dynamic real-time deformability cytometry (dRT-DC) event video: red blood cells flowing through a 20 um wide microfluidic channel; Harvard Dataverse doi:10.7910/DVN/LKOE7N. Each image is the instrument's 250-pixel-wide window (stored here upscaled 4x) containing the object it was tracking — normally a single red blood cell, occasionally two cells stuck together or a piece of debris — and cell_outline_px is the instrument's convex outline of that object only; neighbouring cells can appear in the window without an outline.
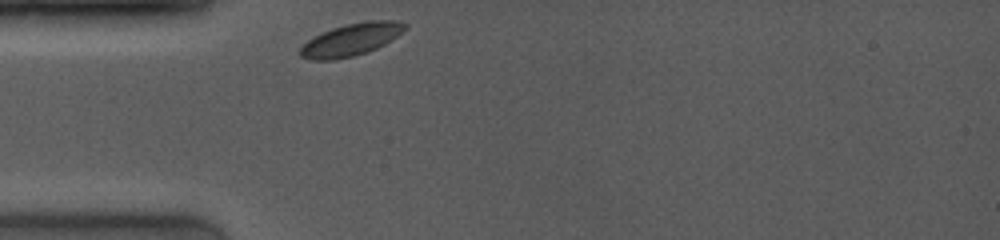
{"species": "common noctule bat (a hibernating species)", "species_latin": "Nyctalus noctula", "temperature_condition": "room temperature", "stored_images_in_passage": 43, "camera_frame_rate_fps": 4000, "um_per_image_px": 0.085, "animal": {"sex": "female", "body_mass_g": 19.0, "forearm_length_mm": 53.3}, "frame": {"image": 1, "passage_image": 1, "time_ms": 0.0, "image_size_px": [1000, 240], "cell_outline_px": [[408, 28], [384, 44], [376, 48], [352, 56], [332, 60], [312, 60], [300, 56], [300, 48], [308, 40], [332, 28], [344, 24], [368, 20], [396, 20], [408, 24]], "centroid_in_image_um": [29.87, 3.35], "position_along_channel_um": 55.1, "area_um2": 19.54}}
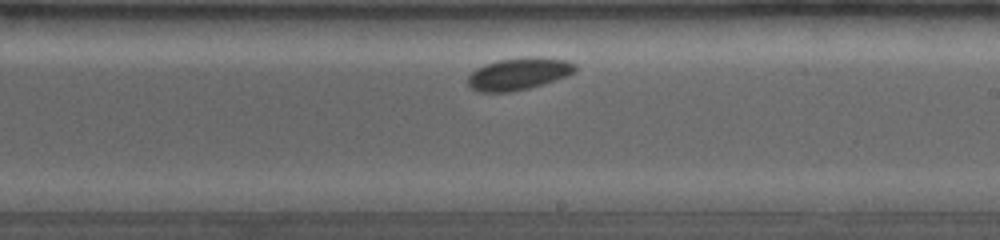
{"frame": {"image": 2, "passage_image": 27, "time_ms": 5.25, "image_size_px": [1000, 240], "cell_outline_px": [[576, 72], [568, 76], [544, 84], [512, 92], [480, 92], [468, 88], [468, 76], [476, 68], [484, 64], [496, 60], [524, 56], [536, 56], [568, 60], [576, 64]], "centroid_in_image_um": [44.1, 6.26], "position_along_channel_um": 244.9, "area_um2": 20.63}}
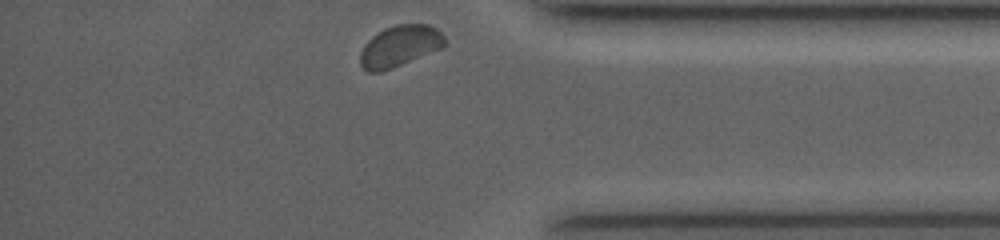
{"frame": {"image": 3, "passage_image": 43, "time_ms": 9.5, "image_size_px": [1000, 240], "cell_outline_px": [[444, 44], [440, 48], [392, 68], [380, 72], [368, 72], [360, 64], [360, 52], [364, 44], [372, 36], [384, 28], [396, 24], [428, 24], [436, 28], [444, 36]], "centroid_in_image_um": [33.93, 3.9], "position_along_channel_um": 401.3, "area_um2": 20.06}, "authors_computed_cell_mechanics": {"area_um2": 19.7098, "velocity_mm_per_s": 3.7419, "shape_relaxation_time_tau1_ms": 3.8788, "shape_relaxation_time_tau2_ms": null, "deformation_change_tau1": 0.0319, "deformation_change_tau2": null}}